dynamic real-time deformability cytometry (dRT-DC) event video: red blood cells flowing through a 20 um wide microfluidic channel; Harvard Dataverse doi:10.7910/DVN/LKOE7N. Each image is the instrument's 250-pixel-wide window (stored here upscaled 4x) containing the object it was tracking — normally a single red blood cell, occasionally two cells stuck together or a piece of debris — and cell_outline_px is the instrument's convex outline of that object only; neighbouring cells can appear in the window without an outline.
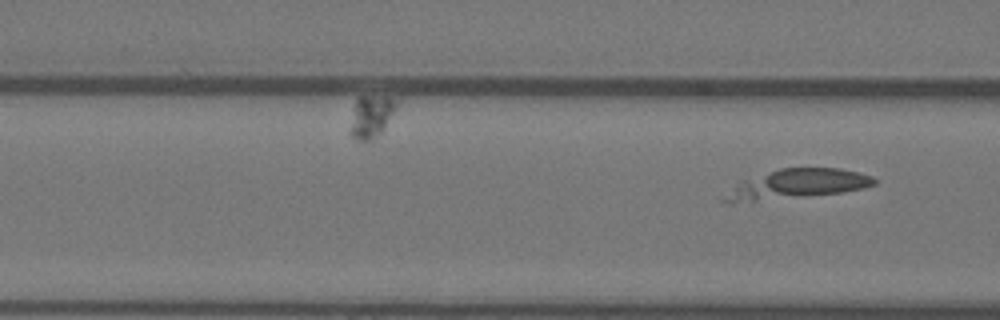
{"species": "Egyptian fruit bat (a non-hibernating species)", "species_latin": "Rousettus aegyptiacus", "temperature_condition": "warm", "stored_images_in_passage": 7, "segment_of_instrument_passage": [2, 2], "camera_frame_rate_fps": 3000, "um_per_image_px": 0.085, "animal": {"sex": "female"}, "frame": {"image": 1, "passage_image": 7, "time_ms": 2.0, "image_size_px": [1000, 320], "cell_outline_px": [[876, 184], [864, 188], [840, 192], [732, 204], [728, 204], [716, 200], [736, 184], [744, 180], [780, 168], [840, 168], [872, 176], [876, 180]], "centroid_in_image_um": [67.64, 15.67], "position_along_channel_um": 99.0, "area_um2": 25.72}}